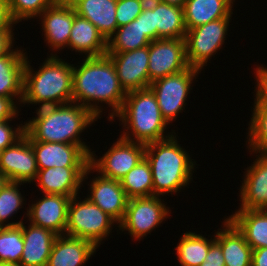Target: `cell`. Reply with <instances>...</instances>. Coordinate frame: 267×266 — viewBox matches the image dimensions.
Segmentation results:
<instances>
[{
	"mask_svg": "<svg viewBox=\"0 0 267 266\" xmlns=\"http://www.w3.org/2000/svg\"><path fill=\"white\" fill-rule=\"evenodd\" d=\"M77 67L73 66L72 102L86 107L98 118L102 112L99 102L107 103L112 109L109 120H114L127 93L120 84L111 58L108 55L86 57Z\"/></svg>",
	"mask_w": 267,
	"mask_h": 266,
	"instance_id": "obj_1",
	"label": "cell"
},
{
	"mask_svg": "<svg viewBox=\"0 0 267 266\" xmlns=\"http://www.w3.org/2000/svg\"><path fill=\"white\" fill-rule=\"evenodd\" d=\"M37 117L25 123V131L40 142L79 145L89 156L91 149L80 140V134L98 119L86 107L75 102L39 107Z\"/></svg>",
	"mask_w": 267,
	"mask_h": 266,
	"instance_id": "obj_2",
	"label": "cell"
},
{
	"mask_svg": "<svg viewBox=\"0 0 267 266\" xmlns=\"http://www.w3.org/2000/svg\"><path fill=\"white\" fill-rule=\"evenodd\" d=\"M56 56L47 57L34 74L26 56L21 103H40L39 107H47L72 102L73 64Z\"/></svg>",
	"mask_w": 267,
	"mask_h": 266,
	"instance_id": "obj_3",
	"label": "cell"
},
{
	"mask_svg": "<svg viewBox=\"0 0 267 266\" xmlns=\"http://www.w3.org/2000/svg\"><path fill=\"white\" fill-rule=\"evenodd\" d=\"M176 139L173 135L145 145V158L152 170L153 196L176 193L189 185L193 177L195 162Z\"/></svg>",
	"mask_w": 267,
	"mask_h": 266,
	"instance_id": "obj_4",
	"label": "cell"
},
{
	"mask_svg": "<svg viewBox=\"0 0 267 266\" xmlns=\"http://www.w3.org/2000/svg\"><path fill=\"white\" fill-rule=\"evenodd\" d=\"M116 117H119L127 128V131L120 135L127 141L146 145L173 136V134L164 135L168 123L162 117L157 98L150 87L128 92Z\"/></svg>",
	"mask_w": 267,
	"mask_h": 266,
	"instance_id": "obj_5",
	"label": "cell"
},
{
	"mask_svg": "<svg viewBox=\"0 0 267 266\" xmlns=\"http://www.w3.org/2000/svg\"><path fill=\"white\" fill-rule=\"evenodd\" d=\"M76 197L69 202L65 235L90 241L98 247L116 221L88 198L79 202Z\"/></svg>",
	"mask_w": 267,
	"mask_h": 266,
	"instance_id": "obj_6",
	"label": "cell"
},
{
	"mask_svg": "<svg viewBox=\"0 0 267 266\" xmlns=\"http://www.w3.org/2000/svg\"><path fill=\"white\" fill-rule=\"evenodd\" d=\"M231 14L186 31V58L190 67L201 70L224 44Z\"/></svg>",
	"mask_w": 267,
	"mask_h": 266,
	"instance_id": "obj_7",
	"label": "cell"
},
{
	"mask_svg": "<svg viewBox=\"0 0 267 266\" xmlns=\"http://www.w3.org/2000/svg\"><path fill=\"white\" fill-rule=\"evenodd\" d=\"M198 69L189 67L181 72L159 78L150 83V88L154 92L162 114V117L169 124L181 110L191 88L193 79L199 74ZM196 76V77H195Z\"/></svg>",
	"mask_w": 267,
	"mask_h": 266,
	"instance_id": "obj_8",
	"label": "cell"
},
{
	"mask_svg": "<svg viewBox=\"0 0 267 266\" xmlns=\"http://www.w3.org/2000/svg\"><path fill=\"white\" fill-rule=\"evenodd\" d=\"M159 197L154 195L128 199L124 218L118 228L129 231V235L137 240L154 230L169 215V207Z\"/></svg>",
	"mask_w": 267,
	"mask_h": 266,
	"instance_id": "obj_9",
	"label": "cell"
},
{
	"mask_svg": "<svg viewBox=\"0 0 267 266\" xmlns=\"http://www.w3.org/2000/svg\"><path fill=\"white\" fill-rule=\"evenodd\" d=\"M92 152L89 165L101 176L120 181L145 157V144L119 138L103 157L96 160Z\"/></svg>",
	"mask_w": 267,
	"mask_h": 266,
	"instance_id": "obj_10",
	"label": "cell"
},
{
	"mask_svg": "<svg viewBox=\"0 0 267 266\" xmlns=\"http://www.w3.org/2000/svg\"><path fill=\"white\" fill-rule=\"evenodd\" d=\"M184 38H164L149 45V86L153 81L189 68Z\"/></svg>",
	"mask_w": 267,
	"mask_h": 266,
	"instance_id": "obj_11",
	"label": "cell"
},
{
	"mask_svg": "<svg viewBox=\"0 0 267 266\" xmlns=\"http://www.w3.org/2000/svg\"><path fill=\"white\" fill-rule=\"evenodd\" d=\"M106 55L111 58L126 93L149 87V46L127 52H106Z\"/></svg>",
	"mask_w": 267,
	"mask_h": 266,
	"instance_id": "obj_12",
	"label": "cell"
},
{
	"mask_svg": "<svg viewBox=\"0 0 267 266\" xmlns=\"http://www.w3.org/2000/svg\"><path fill=\"white\" fill-rule=\"evenodd\" d=\"M0 173L11 182L24 184L36 179L38 173L36 157L31 142L25 134L12 146L2 150Z\"/></svg>",
	"mask_w": 267,
	"mask_h": 266,
	"instance_id": "obj_13",
	"label": "cell"
},
{
	"mask_svg": "<svg viewBox=\"0 0 267 266\" xmlns=\"http://www.w3.org/2000/svg\"><path fill=\"white\" fill-rule=\"evenodd\" d=\"M35 153L38 169L88 167L90 156L76 144L35 141L26 131Z\"/></svg>",
	"mask_w": 267,
	"mask_h": 266,
	"instance_id": "obj_14",
	"label": "cell"
},
{
	"mask_svg": "<svg viewBox=\"0 0 267 266\" xmlns=\"http://www.w3.org/2000/svg\"><path fill=\"white\" fill-rule=\"evenodd\" d=\"M71 197L60 194H44L27 209L28 220L32 225L64 235L67 225L68 206Z\"/></svg>",
	"mask_w": 267,
	"mask_h": 266,
	"instance_id": "obj_15",
	"label": "cell"
},
{
	"mask_svg": "<svg viewBox=\"0 0 267 266\" xmlns=\"http://www.w3.org/2000/svg\"><path fill=\"white\" fill-rule=\"evenodd\" d=\"M91 170L94 171L90 165L88 167L38 169L35 181L37 180L38 187L44 194H60L72 198L78 196V189Z\"/></svg>",
	"mask_w": 267,
	"mask_h": 266,
	"instance_id": "obj_16",
	"label": "cell"
},
{
	"mask_svg": "<svg viewBox=\"0 0 267 266\" xmlns=\"http://www.w3.org/2000/svg\"><path fill=\"white\" fill-rule=\"evenodd\" d=\"M91 182L88 199L119 224L124 218L128 202L120 181L100 175Z\"/></svg>",
	"mask_w": 267,
	"mask_h": 266,
	"instance_id": "obj_17",
	"label": "cell"
},
{
	"mask_svg": "<svg viewBox=\"0 0 267 266\" xmlns=\"http://www.w3.org/2000/svg\"><path fill=\"white\" fill-rule=\"evenodd\" d=\"M257 158L244 175L239 209H267V153Z\"/></svg>",
	"mask_w": 267,
	"mask_h": 266,
	"instance_id": "obj_18",
	"label": "cell"
},
{
	"mask_svg": "<svg viewBox=\"0 0 267 266\" xmlns=\"http://www.w3.org/2000/svg\"><path fill=\"white\" fill-rule=\"evenodd\" d=\"M76 11L73 7L61 6L56 2L46 8L40 15L42 30L45 40L53 50H60L68 47V39L72 29ZM43 18V19H42Z\"/></svg>",
	"mask_w": 267,
	"mask_h": 266,
	"instance_id": "obj_19",
	"label": "cell"
},
{
	"mask_svg": "<svg viewBox=\"0 0 267 266\" xmlns=\"http://www.w3.org/2000/svg\"><path fill=\"white\" fill-rule=\"evenodd\" d=\"M24 240L23 254L20 266H46L57 234L51 230L35 225L28 228L22 222Z\"/></svg>",
	"mask_w": 267,
	"mask_h": 266,
	"instance_id": "obj_20",
	"label": "cell"
},
{
	"mask_svg": "<svg viewBox=\"0 0 267 266\" xmlns=\"http://www.w3.org/2000/svg\"><path fill=\"white\" fill-rule=\"evenodd\" d=\"M96 249L90 241L58 235L46 266H83Z\"/></svg>",
	"mask_w": 267,
	"mask_h": 266,
	"instance_id": "obj_21",
	"label": "cell"
},
{
	"mask_svg": "<svg viewBox=\"0 0 267 266\" xmlns=\"http://www.w3.org/2000/svg\"><path fill=\"white\" fill-rule=\"evenodd\" d=\"M224 221L225 228L218 230L214 237L221 246L225 266H251L253 249L228 218Z\"/></svg>",
	"mask_w": 267,
	"mask_h": 266,
	"instance_id": "obj_22",
	"label": "cell"
},
{
	"mask_svg": "<svg viewBox=\"0 0 267 266\" xmlns=\"http://www.w3.org/2000/svg\"><path fill=\"white\" fill-rule=\"evenodd\" d=\"M68 46L76 52L87 54V58L99 57L106 55L107 40L90 21L76 14Z\"/></svg>",
	"mask_w": 267,
	"mask_h": 266,
	"instance_id": "obj_23",
	"label": "cell"
},
{
	"mask_svg": "<svg viewBox=\"0 0 267 266\" xmlns=\"http://www.w3.org/2000/svg\"><path fill=\"white\" fill-rule=\"evenodd\" d=\"M12 49L0 57V96L23 98L24 68L26 52Z\"/></svg>",
	"mask_w": 267,
	"mask_h": 266,
	"instance_id": "obj_24",
	"label": "cell"
},
{
	"mask_svg": "<svg viewBox=\"0 0 267 266\" xmlns=\"http://www.w3.org/2000/svg\"><path fill=\"white\" fill-rule=\"evenodd\" d=\"M117 0H81L73 8L76 14L90 21L107 40L118 28Z\"/></svg>",
	"mask_w": 267,
	"mask_h": 266,
	"instance_id": "obj_25",
	"label": "cell"
},
{
	"mask_svg": "<svg viewBox=\"0 0 267 266\" xmlns=\"http://www.w3.org/2000/svg\"><path fill=\"white\" fill-rule=\"evenodd\" d=\"M228 219L253 250L267 247V209H238Z\"/></svg>",
	"mask_w": 267,
	"mask_h": 266,
	"instance_id": "obj_26",
	"label": "cell"
},
{
	"mask_svg": "<svg viewBox=\"0 0 267 266\" xmlns=\"http://www.w3.org/2000/svg\"><path fill=\"white\" fill-rule=\"evenodd\" d=\"M234 0H187L183 7L187 30L232 14Z\"/></svg>",
	"mask_w": 267,
	"mask_h": 266,
	"instance_id": "obj_27",
	"label": "cell"
},
{
	"mask_svg": "<svg viewBox=\"0 0 267 266\" xmlns=\"http://www.w3.org/2000/svg\"><path fill=\"white\" fill-rule=\"evenodd\" d=\"M154 27H157V39L184 38L187 28L182 7L165 2L153 10Z\"/></svg>",
	"mask_w": 267,
	"mask_h": 266,
	"instance_id": "obj_28",
	"label": "cell"
},
{
	"mask_svg": "<svg viewBox=\"0 0 267 266\" xmlns=\"http://www.w3.org/2000/svg\"><path fill=\"white\" fill-rule=\"evenodd\" d=\"M150 43L151 40L140 28V16H138L131 23L118 27L107 39L106 52H127L149 46Z\"/></svg>",
	"mask_w": 267,
	"mask_h": 266,
	"instance_id": "obj_29",
	"label": "cell"
},
{
	"mask_svg": "<svg viewBox=\"0 0 267 266\" xmlns=\"http://www.w3.org/2000/svg\"><path fill=\"white\" fill-rule=\"evenodd\" d=\"M128 199L153 196V177L150 163L144 157L121 180Z\"/></svg>",
	"mask_w": 267,
	"mask_h": 266,
	"instance_id": "obj_30",
	"label": "cell"
},
{
	"mask_svg": "<svg viewBox=\"0 0 267 266\" xmlns=\"http://www.w3.org/2000/svg\"><path fill=\"white\" fill-rule=\"evenodd\" d=\"M215 241L195 232H186L176 247L178 261L181 266H200L205 260L211 244Z\"/></svg>",
	"mask_w": 267,
	"mask_h": 266,
	"instance_id": "obj_31",
	"label": "cell"
},
{
	"mask_svg": "<svg viewBox=\"0 0 267 266\" xmlns=\"http://www.w3.org/2000/svg\"><path fill=\"white\" fill-rule=\"evenodd\" d=\"M248 146L252 152L267 153V106L255 99L253 115L250 120Z\"/></svg>",
	"mask_w": 267,
	"mask_h": 266,
	"instance_id": "obj_32",
	"label": "cell"
},
{
	"mask_svg": "<svg viewBox=\"0 0 267 266\" xmlns=\"http://www.w3.org/2000/svg\"><path fill=\"white\" fill-rule=\"evenodd\" d=\"M24 240L22 223L12 227H2L0 230V262L20 263L23 254Z\"/></svg>",
	"mask_w": 267,
	"mask_h": 266,
	"instance_id": "obj_33",
	"label": "cell"
},
{
	"mask_svg": "<svg viewBox=\"0 0 267 266\" xmlns=\"http://www.w3.org/2000/svg\"><path fill=\"white\" fill-rule=\"evenodd\" d=\"M22 182H11L8 181L0 191V226L1 227H12L20 225L23 221L12 222L5 224L10 216L22 208L23 197L18 189ZM7 219V221H6Z\"/></svg>",
	"mask_w": 267,
	"mask_h": 266,
	"instance_id": "obj_34",
	"label": "cell"
},
{
	"mask_svg": "<svg viewBox=\"0 0 267 266\" xmlns=\"http://www.w3.org/2000/svg\"><path fill=\"white\" fill-rule=\"evenodd\" d=\"M55 2L56 0H8V5L12 19L19 23L28 18L38 17Z\"/></svg>",
	"mask_w": 267,
	"mask_h": 266,
	"instance_id": "obj_35",
	"label": "cell"
},
{
	"mask_svg": "<svg viewBox=\"0 0 267 266\" xmlns=\"http://www.w3.org/2000/svg\"><path fill=\"white\" fill-rule=\"evenodd\" d=\"M141 12L139 0H117L116 21L118 27L131 23Z\"/></svg>",
	"mask_w": 267,
	"mask_h": 266,
	"instance_id": "obj_36",
	"label": "cell"
},
{
	"mask_svg": "<svg viewBox=\"0 0 267 266\" xmlns=\"http://www.w3.org/2000/svg\"><path fill=\"white\" fill-rule=\"evenodd\" d=\"M9 121L6 120L0 122V148L4 150L5 148L12 146L17 140H19L25 132V125L17 126L18 128L10 127Z\"/></svg>",
	"mask_w": 267,
	"mask_h": 266,
	"instance_id": "obj_37",
	"label": "cell"
},
{
	"mask_svg": "<svg viewBox=\"0 0 267 266\" xmlns=\"http://www.w3.org/2000/svg\"><path fill=\"white\" fill-rule=\"evenodd\" d=\"M256 98L264 105L267 106V68L259 66L256 68Z\"/></svg>",
	"mask_w": 267,
	"mask_h": 266,
	"instance_id": "obj_38",
	"label": "cell"
},
{
	"mask_svg": "<svg viewBox=\"0 0 267 266\" xmlns=\"http://www.w3.org/2000/svg\"><path fill=\"white\" fill-rule=\"evenodd\" d=\"M140 28L151 40H157V27H154L153 10H145L140 13Z\"/></svg>",
	"mask_w": 267,
	"mask_h": 266,
	"instance_id": "obj_39",
	"label": "cell"
},
{
	"mask_svg": "<svg viewBox=\"0 0 267 266\" xmlns=\"http://www.w3.org/2000/svg\"><path fill=\"white\" fill-rule=\"evenodd\" d=\"M15 97H4L0 96V122L11 120L16 118V115H18V107L15 105Z\"/></svg>",
	"mask_w": 267,
	"mask_h": 266,
	"instance_id": "obj_40",
	"label": "cell"
},
{
	"mask_svg": "<svg viewBox=\"0 0 267 266\" xmlns=\"http://www.w3.org/2000/svg\"><path fill=\"white\" fill-rule=\"evenodd\" d=\"M200 266H225L221 246L216 241L211 244L208 254Z\"/></svg>",
	"mask_w": 267,
	"mask_h": 266,
	"instance_id": "obj_41",
	"label": "cell"
},
{
	"mask_svg": "<svg viewBox=\"0 0 267 266\" xmlns=\"http://www.w3.org/2000/svg\"><path fill=\"white\" fill-rule=\"evenodd\" d=\"M12 29H0V57L5 56L13 48L14 36Z\"/></svg>",
	"mask_w": 267,
	"mask_h": 266,
	"instance_id": "obj_42",
	"label": "cell"
},
{
	"mask_svg": "<svg viewBox=\"0 0 267 266\" xmlns=\"http://www.w3.org/2000/svg\"><path fill=\"white\" fill-rule=\"evenodd\" d=\"M16 22L12 19L8 0H0V29H12Z\"/></svg>",
	"mask_w": 267,
	"mask_h": 266,
	"instance_id": "obj_43",
	"label": "cell"
},
{
	"mask_svg": "<svg viewBox=\"0 0 267 266\" xmlns=\"http://www.w3.org/2000/svg\"><path fill=\"white\" fill-rule=\"evenodd\" d=\"M251 266H267V247L257 248L252 251Z\"/></svg>",
	"mask_w": 267,
	"mask_h": 266,
	"instance_id": "obj_44",
	"label": "cell"
},
{
	"mask_svg": "<svg viewBox=\"0 0 267 266\" xmlns=\"http://www.w3.org/2000/svg\"><path fill=\"white\" fill-rule=\"evenodd\" d=\"M162 0H139L142 11L154 10Z\"/></svg>",
	"mask_w": 267,
	"mask_h": 266,
	"instance_id": "obj_45",
	"label": "cell"
},
{
	"mask_svg": "<svg viewBox=\"0 0 267 266\" xmlns=\"http://www.w3.org/2000/svg\"><path fill=\"white\" fill-rule=\"evenodd\" d=\"M81 0H56V3L61 6H69L74 7L76 4H78Z\"/></svg>",
	"mask_w": 267,
	"mask_h": 266,
	"instance_id": "obj_46",
	"label": "cell"
},
{
	"mask_svg": "<svg viewBox=\"0 0 267 266\" xmlns=\"http://www.w3.org/2000/svg\"><path fill=\"white\" fill-rule=\"evenodd\" d=\"M187 0H162V2H165L169 5L177 6V7H184L185 2Z\"/></svg>",
	"mask_w": 267,
	"mask_h": 266,
	"instance_id": "obj_47",
	"label": "cell"
},
{
	"mask_svg": "<svg viewBox=\"0 0 267 266\" xmlns=\"http://www.w3.org/2000/svg\"><path fill=\"white\" fill-rule=\"evenodd\" d=\"M8 182V179L0 173V191L5 186V184Z\"/></svg>",
	"mask_w": 267,
	"mask_h": 266,
	"instance_id": "obj_48",
	"label": "cell"
},
{
	"mask_svg": "<svg viewBox=\"0 0 267 266\" xmlns=\"http://www.w3.org/2000/svg\"><path fill=\"white\" fill-rule=\"evenodd\" d=\"M0 266H20L14 263L0 262Z\"/></svg>",
	"mask_w": 267,
	"mask_h": 266,
	"instance_id": "obj_49",
	"label": "cell"
}]
</instances>
